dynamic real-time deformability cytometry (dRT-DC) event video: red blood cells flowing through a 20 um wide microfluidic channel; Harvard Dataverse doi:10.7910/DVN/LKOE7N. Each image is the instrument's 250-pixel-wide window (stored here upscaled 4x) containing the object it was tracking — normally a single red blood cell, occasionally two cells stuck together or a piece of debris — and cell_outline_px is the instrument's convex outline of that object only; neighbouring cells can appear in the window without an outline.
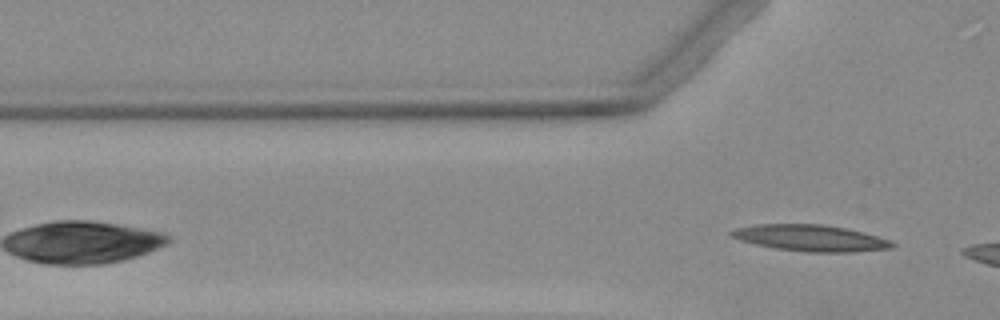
{"species": "Egyptian fruit bat (a non-hibernating species)", "species_latin": "Rousettus aegyptiacus", "temperature_condition": "warm", "stored_images_in_passage": 3, "camera_frame_rate_fps": 3000, "um_per_image_px": 0.085, "animal": {"sex": "female"}, "frame": {"image": 1, "passage_image": 3, "time_ms": 2.333, "image_size_px": [1000, 320], "cell_outline_px": [[896, 244], [892, 248], [856, 252], [808, 252], [776, 248], [756, 244], [740, 240], [728, 236], [728, 232], [736, 228], [760, 224], [820, 224], [848, 228], [864, 232], [892, 240]], "centroid_in_image_um": [68.94, 20.23], "position_along_channel_um": 56.9, "area_um2": 24.85}}